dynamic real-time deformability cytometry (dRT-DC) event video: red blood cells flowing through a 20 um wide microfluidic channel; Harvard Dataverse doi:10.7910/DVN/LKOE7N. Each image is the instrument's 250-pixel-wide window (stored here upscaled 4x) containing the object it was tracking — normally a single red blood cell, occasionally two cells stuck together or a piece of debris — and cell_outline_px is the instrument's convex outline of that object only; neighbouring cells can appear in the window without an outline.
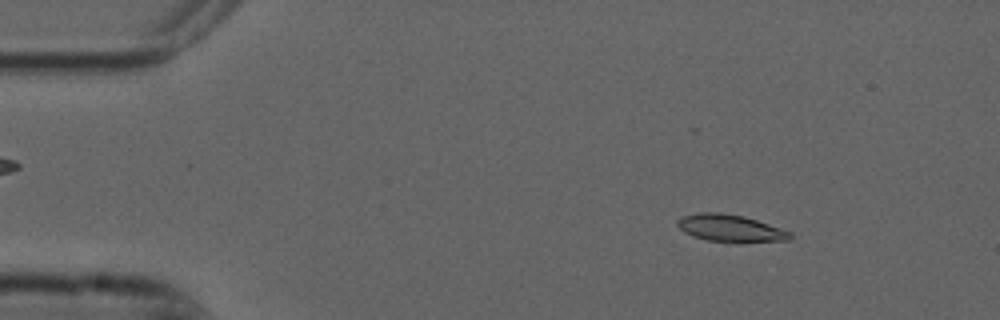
{"species": "common noctule bat (a hibernating species)", "species_latin": "Nyctalus noctula", "temperature_condition": "cold", "stored_images_in_passage": 7, "camera_frame_rate_fps": 3000, "um_per_image_px": 0.085, "animal": {"sex": "male", "forearm_length_mm": 52.5}, "frame": {"image": 1, "passage_image": 3, "time_ms": 0.667, "image_size_px": [1000, 320], "cell_outline_px": [[792, 240], [708, 240], [692, 236], [684, 232], [676, 224], [676, 220], [680, 216], [700, 212], [720, 212], [744, 216], [792, 232]], "centroid_in_image_um": [62.0, 19.35], "position_along_channel_um": 23.0, "area_um2": 17.22}}
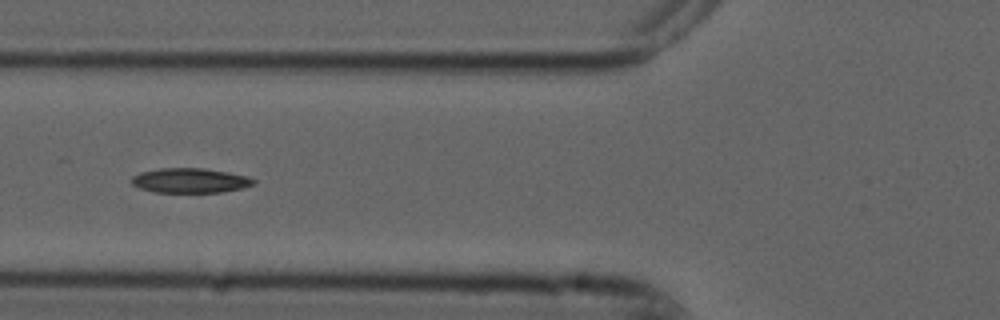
{"frame": {"image": 2, "passage_image": 6, "time_ms": 1.667, "image_size_px": [1000, 320], "cell_outline_px": [[256, 184], [244, 188], [220, 192], [152, 192], [140, 188], [132, 184], [132, 176], [140, 172], [160, 168], [204, 168], [228, 172], [248, 176], [256, 180]], "centroid_in_image_um": [16.19, 15.34], "position_along_channel_um": 109.6, "area_um2": 17.69}}
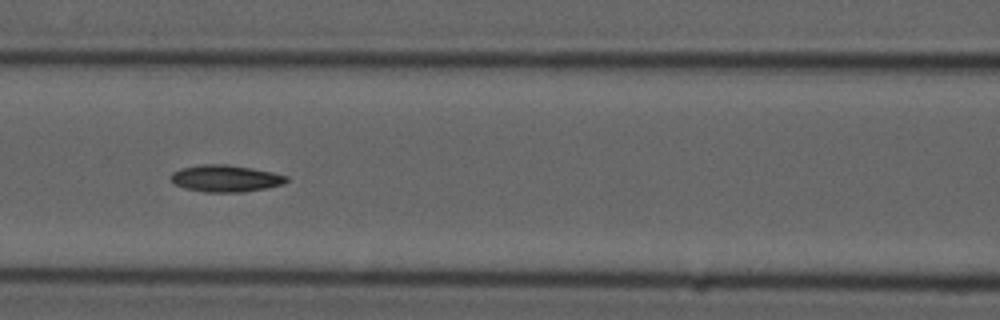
{"frame": {"image": 3, "passage_image": 7, "time_ms": 2.0, "image_size_px": [1000, 320], "cell_outline_px": [[288, 180], [284, 184], [244, 192], [204, 192], [184, 188], [176, 184], [172, 180], [172, 172], [180, 168], [204, 164], [228, 164], [252, 168], [272, 172], [288, 176]], "centroid_in_image_um": [19.19, 15.16], "position_along_channel_um": 147.4, "area_um2": 18.03}}